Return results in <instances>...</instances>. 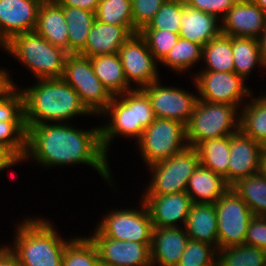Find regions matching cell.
Masks as SVG:
<instances>
[{
	"mask_svg": "<svg viewBox=\"0 0 266 266\" xmlns=\"http://www.w3.org/2000/svg\"><path fill=\"white\" fill-rule=\"evenodd\" d=\"M90 60L95 75L113 96L133 90L129 87L118 53L91 57Z\"/></svg>",
	"mask_w": 266,
	"mask_h": 266,
	"instance_id": "cell-26",
	"label": "cell"
},
{
	"mask_svg": "<svg viewBox=\"0 0 266 266\" xmlns=\"http://www.w3.org/2000/svg\"><path fill=\"white\" fill-rule=\"evenodd\" d=\"M60 6H70L96 12L100 0H57Z\"/></svg>",
	"mask_w": 266,
	"mask_h": 266,
	"instance_id": "cell-45",
	"label": "cell"
},
{
	"mask_svg": "<svg viewBox=\"0 0 266 266\" xmlns=\"http://www.w3.org/2000/svg\"><path fill=\"white\" fill-rule=\"evenodd\" d=\"M218 248L245 244L249 222L254 216L240 196L229 188L215 203Z\"/></svg>",
	"mask_w": 266,
	"mask_h": 266,
	"instance_id": "cell-10",
	"label": "cell"
},
{
	"mask_svg": "<svg viewBox=\"0 0 266 266\" xmlns=\"http://www.w3.org/2000/svg\"><path fill=\"white\" fill-rule=\"evenodd\" d=\"M131 4V0H100L95 12L96 20L123 26L131 35H134L136 32Z\"/></svg>",
	"mask_w": 266,
	"mask_h": 266,
	"instance_id": "cell-32",
	"label": "cell"
},
{
	"mask_svg": "<svg viewBox=\"0 0 266 266\" xmlns=\"http://www.w3.org/2000/svg\"><path fill=\"white\" fill-rule=\"evenodd\" d=\"M235 106L197 100L194 111L186 125L187 142L190 147L210 138H221L239 130V114ZM237 115V117H235ZM238 120H237V119ZM236 119V120H235ZM233 129H231L232 127Z\"/></svg>",
	"mask_w": 266,
	"mask_h": 266,
	"instance_id": "cell-6",
	"label": "cell"
},
{
	"mask_svg": "<svg viewBox=\"0 0 266 266\" xmlns=\"http://www.w3.org/2000/svg\"><path fill=\"white\" fill-rule=\"evenodd\" d=\"M35 31L53 46L68 52V25L63 6L56 1L41 3Z\"/></svg>",
	"mask_w": 266,
	"mask_h": 266,
	"instance_id": "cell-22",
	"label": "cell"
},
{
	"mask_svg": "<svg viewBox=\"0 0 266 266\" xmlns=\"http://www.w3.org/2000/svg\"><path fill=\"white\" fill-rule=\"evenodd\" d=\"M42 0H0V40L5 45L14 36L34 31Z\"/></svg>",
	"mask_w": 266,
	"mask_h": 266,
	"instance_id": "cell-16",
	"label": "cell"
},
{
	"mask_svg": "<svg viewBox=\"0 0 266 266\" xmlns=\"http://www.w3.org/2000/svg\"><path fill=\"white\" fill-rule=\"evenodd\" d=\"M245 244L266 251V217L254 215L248 225Z\"/></svg>",
	"mask_w": 266,
	"mask_h": 266,
	"instance_id": "cell-44",
	"label": "cell"
},
{
	"mask_svg": "<svg viewBox=\"0 0 266 266\" xmlns=\"http://www.w3.org/2000/svg\"><path fill=\"white\" fill-rule=\"evenodd\" d=\"M21 92L26 126L45 124V120L61 123L75 115L92 114L63 79H39L36 85Z\"/></svg>",
	"mask_w": 266,
	"mask_h": 266,
	"instance_id": "cell-2",
	"label": "cell"
},
{
	"mask_svg": "<svg viewBox=\"0 0 266 266\" xmlns=\"http://www.w3.org/2000/svg\"><path fill=\"white\" fill-rule=\"evenodd\" d=\"M11 86L0 96V121L25 122L24 120V96L19 90Z\"/></svg>",
	"mask_w": 266,
	"mask_h": 266,
	"instance_id": "cell-41",
	"label": "cell"
},
{
	"mask_svg": "<svg viewBox=\"0 0 266 266\" xmlns=\"http://www.w3.org/2000/svg\"><path fill=\"white\" fill-rule=\"evenodd\" d=\"M14 248H7L21 266H62L68 242L62 240L52 223L27 219L17 228Z\"/></svg>",
	"mask_w": 266,
	"mask_h": 266,
	"instance_id": "cell-3",
	"label": "cell"
},
{
	"mask_svg": "<svg viewBox=\"0 0 266 266\" xmlns=\"http://www.w3.org/2000/svg\"><path fill=\"white\" fill-rule=\"evenodd\" d=\"M264 145L254 141L240 129L230 135L229 186L237 180L261 172Z\"/></svg>",
	"mask_w": 266,
	"mask_h": 266,
	"instance_id": "cell-17",
	"label": "cell"
},
{
	"mask_svg": "<svg viewBox=\"0 0 266 266\" xmlns=\"http://www.w3.org/2000/svg\"><path fill=\"white\" fill-rule=\"evenodd\" d=\"M26 152L23 157L31 156L45 166L86 163L94 167L107 182L111 175L107 155L101 144L100 126L85 131L68 123L36 124L26 126Z\"/></svg>",
	"mask_w": 266,
	"mask_h": 266,
	"instance_id": "cell-1",
	"label": "cell"
},
{
	"mask_svg": "<svg viewBox=\"0 0 266 266\" xmlns=\"http://www.w3.org/2000/svg\"><path fill=\"white\" fill-rule=\"evenodd\" d=\"M217 251L210 244L189 239L177 266H215Z\"/></svg>",
	"mask_w": 266,
	"mask_h": 266,
	"instance_id": "cell-39",
	"label": "cell"
},
{
	"mask_svg": "<svg viewBox=\"0 0 266 266\" xmlns=\"http://www.w3.org/2000/svg\"><path fill=\"white\" fill-rule=\"evenodd\" d=\"M222 23L223 34L259 39L266 24V13L251 0H238Z\"/></svg>",
	"mask_w": 266,
	"mask_h": 266,
	"instance_id": "cell-19",
	"label": "cell"
},
{
	"mask_svg": "<svg viewBox=\"0 0 266 266\" xmlns=\"http://www.w3.org/2000/svg\"><path fill=\"white\" fill-rule=\"evenodd\" d=\"M21 160L6 146L0 144V171L11 167Z\"/></svg>",
	"mask_w": 266,
	"mask_h": 266,
	"instance_id": "cell-46",
	"label": "cell"
},
{
	"mask_svg": "<svg viewBox=\"0 0 266 266\" xmlns=\"http://www.w3.org/2000/svg\"><path fill=\"white\" fill-rule=\"evenodd\" d=\"M207 66L203 71L234 72L232 36L220 33L202 47Z\"/></svg>",
	"mask_w": 266,
	"mask_h": 266,
	"instance_id": "cell-29",
	"label": "cell"
},
{
	"mask_svg": "<svg viewBox=\"0 0 266 266\" xmlns=\"http://www.w3.org/2000/svg\"><path fill=\"white\" fill-rule=\"evenodd\" d=\"M142 201L149 212L153 228H177V222L186 225L193 204L185 192L167 195H144ZM176 224V225H175Z\"/></svg>",
	"mask_w": 266,
	"mask_h": 266,
	"instance_id": "cell-18",
	"label": "cell"
},
{
	"mask_svg": "<svg viewBox=\"0 0 266 266\" xmlns=\"http://www.w3.org/2000/svg\"><path fill=\"white\" fill-rule=\"evenodd\" d=\"M113 96L110 104L102 112L111 116V123L100 126L101 144L105 153L112 138L118 134L136 137L139 140L145 128L154 120L155 115L147 94L139 88ZM120 99V101L118 100ZM118 133V134H117Z\"/></svg>",
	"mask_w": 266,
	"mask_h": 266,
	"instance_id": "cell-4",
	"label": "cell"
},
{
	"mask_svg": "<svg viewBox=\"0 0 266 266\" xmlns=\"http://www.w3.org/2000/svg\"><path fill=\"white\" fill-rule=\"evenodd\" d=\"M118 55L128 84L133 81L142 89L158 81L156 59L150 52L146 40L139 33L128 38L119 49Z\"/></svg>",
	"mask_w": 266,
	"mask_h": 266,
	"instance_id": "cell-13",
	"label": "cell"
},
{
	"mask_svg": "<svg viewBox=\"0 0 266 266\" xmlns=\"http://www.w3.org/2000/svg\"><path fill=\"white\" fill-rule=\"evenodd\" d=\"M259 102L266 106V96L256 98Z\"/></svg>",
	"mask_w": 266,
	"mask_h": 266,
	"instance_id": "cell-52",
	"label": "cell"
},
{
	"mask_svg": "<svg viewBox=\"0 0 266 266\" xmlns=\"http://www.w3.org/2000/svg\"><path fill=\"white\" fill-rule=\"evenodd\" d=\"M139 34L146 40L157 62L165 58L180 38L179 34L165 30H141Z\"/></svg>",
	"mask_w": 266,
	"mask_h": 266,
	"instance_id": "cell-40",
	"label": "cell"
},
{
	"mask_svg": "<svg viewBox=\"0 0 266 266\" xmlns=\"http://www.w3.org/2000/svg\"><path fill=\"white\" fill-rule=\"evenodd\" d=\"M137 143L146 164L153 165L169 159L189 146L186 125L172 119L155 118L144 129Z\"/></svg>",
	"mask_w": 266,
	"mask_h": 266,
	"instance_id": "cell-7",
	"label": "cell"
},
{
	"mask_svg": "<svg viewBox=\"0 0 266 266\" xmlns=\"http://www.w3.org/2000/svg\"><path fill=\"white\" fill-rule=\"evenodd\" d=\"M232 50L234 72L243 80L256 64L265 66L258 39L232 36Z\"/></svg>",
	"mask_w": 266,
	"mask_h": 266,
	"instance_id": "cell-31",
	"label": "cell"
},
{
	"mask_svg": "<svg viewBox=\"0 0 266 266\" xmlns=\"http://www.w3.org/2000/svg\"><path fill=\"white\" fill-rule=\"evenodd\" d=\"M62 79L79 94L82 103L92 114H102L113 98L95 75L88 57L69 54Z\"/></svg>",
	"mask_w": 266,
	"mask_h": 266,
	"instance_id": "cell-8",
	"label": "cell"
},
{
	"mask_svg": "<svg viewBox=\"0 0 266 266\" xmlns=\"http://www.w3.org/2000/svg\"><path fill=\"white\" fill-rule=\"evenodd\" d=\"M218 266H266V251L247 244L218 248Z\"/></svg>",
	"mask_w": 266,
	"mask_h": 266,
	"instance_id": "cell-33",
	"label": "cell"
},
{
	"mask_svg": "<svg viewBox=\"0 0 266 266\" xmlns=\"http://www.w3.org/2000/svg\"><path fill=\"white\" fill-rule=\"evenodd\" d=\"M62 266H101L95 246L89 238L68 241Z\"/></svg>",
	"mask_w": 266,
	"mask_h": 266,
	"instance_id": "cell-36",
	"label": "cell"
},
{
	"mask_svg": "<svg viewBox=\"0 0 266 266\" xmlns=\"http://www.w3.org/2000/svg\"><path fill=\"white\" fill-rule=\"evenodd\" d=\"M195 148L200 165L221 175L229 185L230 135L204 140Z\"/></svg>",
	"mask_w": 266,
	"mask_h": 266,
	"instance_id": "cell-27",
	"label": "cell"
},
{
	"mask_svg": "<svg viewBox=\"0 0 266 266\" xmlns=\"http://www.w3.org/2000/svg\"><path fill=\"white\" fill-rule=\"evenodd\" d=\"M199 164L197 149L188 146L169 159L150 165L153 178L144 195L185 192L188 180Z\"/></svg>",
	"mask_w": 266,
	"mask_h": 266,
	"instance_id": "cell-9",
	"label": "cell"
},
{
	"mask_svg": "<svg viewBox=\"0 0 266 266\" xmlns=\"http://www.w3.org/2000/svg\"><path fill=\"white\" fill-rule=\"evenodd\" d=\"M185 4L193 9L214 15L217 18L225 17L226 13L238 0H184ZM221 15V16H220ZM219 16V17H218Z\"/></svg>",
	"mask_w": 266,
	"mask_h": 266,
	"instance_id": "cell-43",
	"label": "cell"
},
{
	"mask_svg": "<svg viewBox=\"0 0 266 266\" xmlns=\"http://www.w3.org/2000/svg\"><path fill=\"white\" fill-rule=\"evenodd\" d=\"M201 58L202 46L180 37L161 63L181 73L191 68Z\"/></svg>",
	"mask_w": 266,
	"mask_h": 266,
	"instance_id": "cell-35",
	"label": "cell"
},
{
	"mask_svg": "<svg viewBox=\"0 0 266 266\" xmlns=\"http://www.w3.org/2000/svg\"><path fill=\"white\" fill-rule=\"evenodd\" d=\"M0 266H21L18 259L7 247L0 248Z\"/></svg>",
	"mask_w": 266,
	"mask_h": 266,
	"instance_id": "cell-47",
	"label": "cell"
},
{
	"mask_svg": "<svg viewBox=\"0 0 266 266\" xmlns=\"http://www.w3.org/2000/svg\"><path fill=\"white\" fill-rule=\"evenodd\" d=\"M256 216L266 217V177L257 173L237 180L230 186Z\"/></svg>",
	"mask_w": 266,
	"mask_h": 266,
	"instance_id": "cell-30",
	"label": "cell"
},
{
	"mask_svg": "<svg viewBox=\"0 0 266 266\" xmlns=\"http://www.w3.org/2000/svg\"><path fill=\"white\" fill-rule=\"evenodd\" d=\"M131 34L118 25L106 24L95 20L89 32L85 48L79 53L84 57H95L118 53Z\"/></svg>",
	"mask_w": 266,
	"mask_h": 266,
	"instance_id": "cell-21",
	"label": "cell"
},
{
	"mask_svg": "<svg viewBox=\"0 0 266 266\" xmlns=\"http://www.w3.org/2000/svg\"><path fill=\"white\" fill-rule=\"evenodd\" d=\"M258 40H259L262 58L266 67V24Z\"/></svg>",
	"mask_w": 266,
	"mask_h": 266,
	"instance_id": "cell-49",
	"label": "cell"
},
{
	"mask_svg": "<svg viewBox=\"0 0 266 266\" xmlns=\"http://www.w3.org/2000/svg\"><path fill=\"white\" fill-rule=\"evenodd\" d=\"M217 214L213 203H193L185 225L191 240L210 244L218 249Z\"/></svg>",
	"mask_w": 266,
	"mask_h": 266,
	"instance_id": "cell-23",
	"label": "cell"
},
{
	"mask_svg": "<svg viewBox=\"0 0 266 266\" xmlns=\"http://www.w3.org/2000/svg\"><path fill=\"white\" fill-rule=\"evenodd\" d=\"M250 103V104H249ZM246 106L239 117V129L254 141L264 144L266 142V106L256 97Z\"/></svg>",
	"mask_w": 266,
	"mask_h": 266,
	"instance_id": "cell-34",
	"label": "cell"
},
{
	"mask_svg": "<svg viewBox=\"0 0 266 266\" xmlns=\"http://www.w3.org/2000/svg\"><path fill=\"white\" fill-rule=\"evenodd\" d=\"M88 237L96 248L101 266H152L151 243L120 241L103 236L97 229Z\"/></svg>",
	"mask_w": 266,
	"mask_h": 266,
	"instance_id": "cell-12",
	"label": "cell"
},
{
	"mask_svg": "<svg viewBox=\"0 0 266 266\" xmlns=\"http://www.w3.org/2000/svg\"><path fill=\"white\" fill-rule=\"evenodd\" d=\"M25 122L0 121V144L9 148L21 161L26 152Z\"/></svg>",
	"mask_w": 266,
	"mask_h": 266,
	"instance_id": "cell-38",
	"label": "cell"
},
{
	"mask_svg": "<svg viewBox=\"0 0 266 266\" xmlns=\"http://www.w3.org/2000/svg\"><path fill=\"white\" fill-rule=\"evenodd\" d=\"M184 0H167L142 30H165L180 34Z\"/></svg>",
	"mask_w": 266,
	"mask_h": 266,
	"instance_id": "cell-37",
	"label": "cell"
},
{
	"mask_svg": "<svg viewBox=\"0 0 266 266\" xmlns=\"http://www.w3.org/2000/svg\"><path fill=\"white\" fill-rule=\"evenodd\" d=\"M218 21L219 18L214 15L185 5L179 36L203 47L221 33V25H218Z\"/></svg>",
	"mask_w": 266,
	"mask_h": 266,
	"instance_id": "cell-24",
	"label": "cell"
},
{
	"mask_svg": "<svg viewBox=\"0 0 266 266\" xmlns=\"http://www.w3.org/2000/svg\"><path fill=\"white\" fill-rule=\"evenodd\" d=\"M153 228L151 264L177 266L186 248L189 236L185 228Z\"/></svg>",
	"mask_w": 266,
	"mask_h": 266,
	"instance_id": "cell-20",
	"label": "cell"
},
{
	"mask_svg": "<svg viewBox=\"0 0 266 266\" xmlns=\"http://www.w3.org/2000/svg\"><path fill=\"white\" fill-rule=\"evenodd\" d=\"M167 0H131L134 31L139 33Z\"/></svg>",
	"mask_w": 266,
	"mask_h": 266,
	"instance_id": "cell-42",
	"label": "cell"
},
{
	"mask_svg": "<svg viewBox=\"0 0 266 266\" xmlns=\"http://www.w3.org/2000/svg\"><path fill=\"white\" fill-rule=\"evenodd\" d=\"M68 25V53L79 54L84 48L96 20L95 13L76 7L63 6Z\"/></svg>",
	"mask_w": 266,
	"mask_h": 266,
	"instance_id": "cell-28",
	"label": "cell"
},
{
	"mask_svg": "<svg viewBox=\"0 0 266 266\" xmlns=\"http://www.w3.org/2000/svg\"><path fill=\"white\" fill-rule=\"evenodd\" d=\"M9 78V75L5 70H0V96L11 86L14 87V83Z\"/></svg>",
	"mask_w": 266,
	"mask_h": 266,
	"instance_id": "cell-48",
	"label": "cell"
},
{
	"mask_svg": "<svg viewBox=\"0 0 266 266\" xmlns=\"http://www.w3.org/2000/svg\"><path fill=\"white\" fill-rule=\"evenodd\" d=\"M0 46L5 48V45L3 44V42L0 40Z\"/></svg>",
	"mask_w": 266,
	"mask_h": 266,
	"instance_id": "cell-53",
	"label": "cell"
},
{
	"mask_svg": "<svg viewBox=\"0 0 266 266\" xmlns=\"http://www.w3.org/2000/svg\"><path fill=\"white\" fill-rule=\"evenodd\" d=\"M4 49L25 64L38 80L62 79L69 53L53 46L35 30L14 36Z\"/></svg>",
	"mask_w": 266,
	"mask_h": 266,
	"instance_id": "cell-5",
	"label": "cell"
},
{
	"mask_svg": "<svg viewBox=\"0 0 266 266\" xmlns=\"http://www.w3.org/2000/svg\"><path fill=\"white\" fill-rule=\"evenodd\" d=\"M142 90L149 97L156 118L172 119L184 125L189 122L199 98L180 88L163 87L159 80Z\"/></svg>",
	"mask_w": 266,
	"mask_h": 266,
	"instance_id": "cell-15",
	"label": "cell"
},
{
	"mask_svg": "<svg viewBox=\"0 0 266 266\" xmlns=\"http://www.w3.org/2000/svg\"><path fill=\"white\" fill-rule=\"evenodd\" d=\"M142 209L109 212L96 228L103 236L120 241L151 243L153 223L143 201Z\"/></svg>",
	"mask_w": 266,
	"mask_h": 266,
	"instance_id": "cell-11",
	"label": "cell"
},
{
	"mask_svg": "<svg viewBox=\"0 0 266 266\" xmlns=\"http://www.w3.org/2000/svg\"><path fill=\"white\" fill-rule=\"evenodd\" d=\"M229 188L221 175L199 164L188 180L186 193L193 203L214 204Z\"/></svg>",
	"mask_w": 266,
	"mask_h": 266,
	"instance_id": "cell-25",
	"label": "cell"
},
{
	"mask_svg": "<svg viewBox=\"0 0 266 266\" xmlns=\"http://www.w3.org/2000/svg\"><path fill=\"white\" fill-rule=\"evenodd\" d=\"M199 74L195 75V85L201 101L225 103L238 109L243 96L251 95L235 72L201 71Z\"/></svg>",
	"mask_w": 266,
	"mask_h": 266,
	"instance_id": "cell-14",
	"label": "cell"
},
{
	"mask_svg": "<svg viewBox=\"0 0 266 266\" xmlns=\"http://www.w3.org/2000/svg\"><path fill=\"white\" fill-rule=\"evenodd\" d=\"M261 173L266 177V149L262 153Z\"/></svg>",
	"mask_w": 266,
	"mask_h": 266,
	"instance_id": "cell-50",
	"label": "cell"
},
{
	"mask_svg": "<svg viewBox=\"0 0 266 266\" xmlns=\"http://www.w3.org/2000/svg\"><path fill=\"white\" fill-rule=\"evenodd\" d=\"M266 13V0H251Z\"/></svg>",
	"mask_w": 266,
	"mask_h": 266,
	"instance_id": "cell-51",
	"label": "cell"
}]
</instances>
